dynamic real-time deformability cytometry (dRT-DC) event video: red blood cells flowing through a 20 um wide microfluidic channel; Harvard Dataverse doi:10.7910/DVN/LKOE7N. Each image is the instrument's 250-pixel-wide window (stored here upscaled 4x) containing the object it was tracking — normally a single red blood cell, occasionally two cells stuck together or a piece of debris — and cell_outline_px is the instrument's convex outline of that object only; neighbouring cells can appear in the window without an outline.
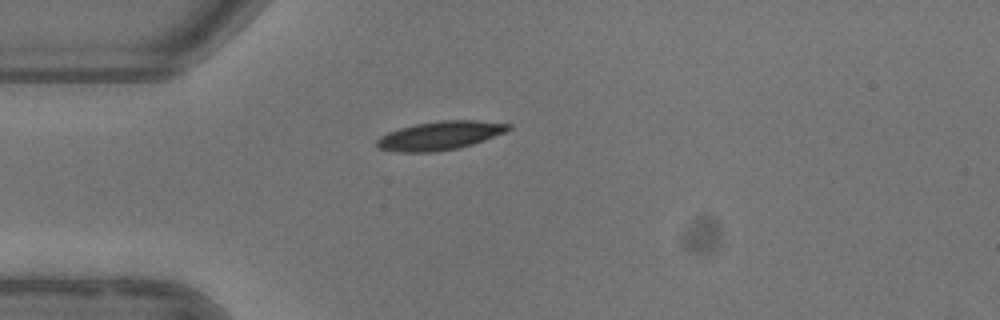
{"species": "common noctule bat (a hibernating species)", "species_latin": "Nyctalus noctula", "temperature_condition": "warm", "stored_images_in_passage": 1, "camera_frame_rate_fps": 3000, "um_per_image_px": 0.085, "animal": {"sex": "female"}, "frame": {"image": 1, "passage_image": 1, "time_ms": 0.0, "image_size_px": [1000, 320], "cell_outline_px": [[512, 128], [504, 132], [484, 140], [460, 148], [432, 152], [396, 152], [380, 148], [376, 144], [376, 140], [380, 136], [388, 132], [400, 128], [416, 124], [440, 120], [476, 120], [512, 124]], "centroid_in_image_um": [37.4, 11.52], "position_along_channel_um": 47.6, "area_um2": 21.91}}